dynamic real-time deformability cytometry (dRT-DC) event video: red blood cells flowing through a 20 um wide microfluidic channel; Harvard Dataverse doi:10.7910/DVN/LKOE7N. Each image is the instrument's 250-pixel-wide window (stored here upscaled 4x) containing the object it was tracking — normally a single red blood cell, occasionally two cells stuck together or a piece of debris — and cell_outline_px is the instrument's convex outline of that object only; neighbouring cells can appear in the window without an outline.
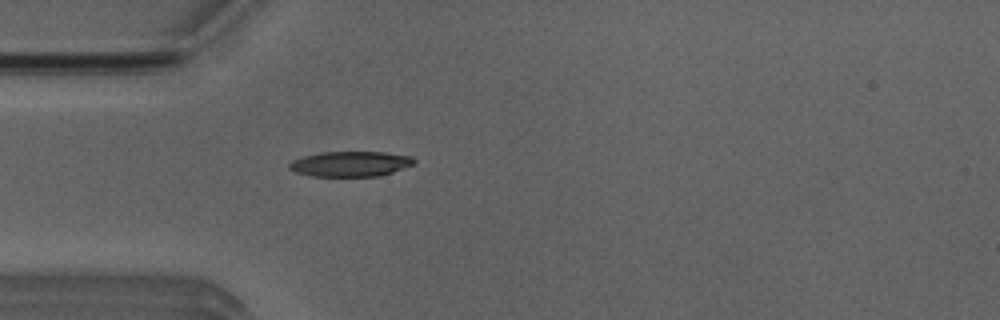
{"species": "Egyptian fruit bat (a non-hibernating species)", "species_latin": "Rousettus aegyptiacus", "temperature_condition": "room temperature", "stored_images_in_passage": 1, "camera_frame_rate_fps": 3000, "um_per_image_px": 0.085, "animal": {"sex": "male"}, "frame": {"image": 1, "passage_image": 1, "time_ms": 0.0, "image_size_px": [1000, 320], "cell_outline_px": [[416, 164], [380, 176], [312, 176], [296, 172], [288, 168], [288, 164], [292, 160], [304, 156], [320, 152], [384, 152], [412, 156], [416, 160]], "centroid_in_image_um": [29.81, 13.93], "position_along_channel_um": 55.2, "area_um2": 18.44}}